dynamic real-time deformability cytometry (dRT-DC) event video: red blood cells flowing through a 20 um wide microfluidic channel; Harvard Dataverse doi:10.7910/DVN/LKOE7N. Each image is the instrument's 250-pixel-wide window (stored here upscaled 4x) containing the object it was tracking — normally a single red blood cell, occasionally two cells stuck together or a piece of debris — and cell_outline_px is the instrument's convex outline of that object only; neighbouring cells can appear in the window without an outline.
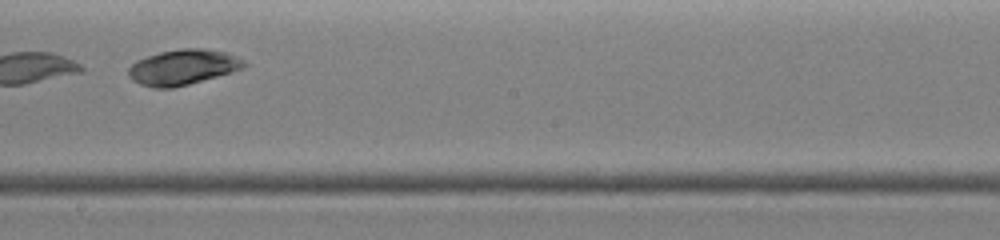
{"species": "common noctule bat (a hibernating species)", "species_latin": "Nyctalus noctula", "temperature_condition": "warm", "stored_images_in_passage": 21, "camera_frame_rate_fps": 3000, "um_per_image_px": 0.085, "animal": {"sex": "female", "body_mass_g": 19.0, "forearm_length_mm": 51.5}, "frame": {"image": 1, "passage_image": 12, "time_ms": 4.667, "image_size_px": [1000, 240], "cell_outline_px": [[248, 64], [244, 68], [232, 72], [188, 84], [172, 88], [152, 88], [140, 84], [132, 80], [128, 76], [128, 68], [136, 60], [160, 52], [180, 48], [204, 48], [224, 52], [236, 56], [244, 60]], "centroid_in_image_um": [15.54, 5.71], "position_along_channel_um": 232.7, "area_um2": 23.87}}
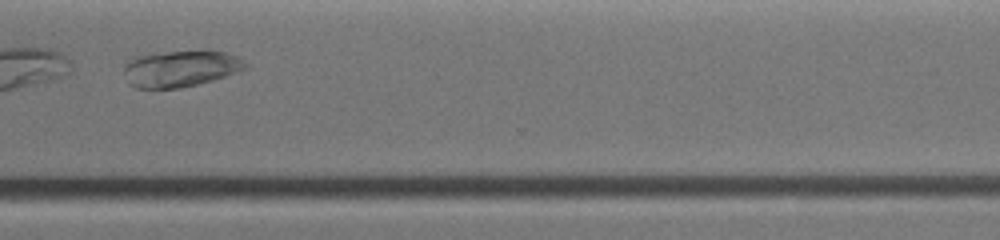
{"frame": {"image": 2, "passage_image": 18, "time_ms": 7.0, "image_size_px": [1000, 240], "cell_outline_px": [[248, 68], [212, 80], [180, 88], [136, 88], [128, 84], [124, 72], [124, 68], [132, 56], [200, 48], [208, 48], [228, 52], [240, 56], [248, 64]], "centroid_in_image_um": [15.4, 5.78], "position_along_channel_um": 355.2, "area_um2": 26.59}}